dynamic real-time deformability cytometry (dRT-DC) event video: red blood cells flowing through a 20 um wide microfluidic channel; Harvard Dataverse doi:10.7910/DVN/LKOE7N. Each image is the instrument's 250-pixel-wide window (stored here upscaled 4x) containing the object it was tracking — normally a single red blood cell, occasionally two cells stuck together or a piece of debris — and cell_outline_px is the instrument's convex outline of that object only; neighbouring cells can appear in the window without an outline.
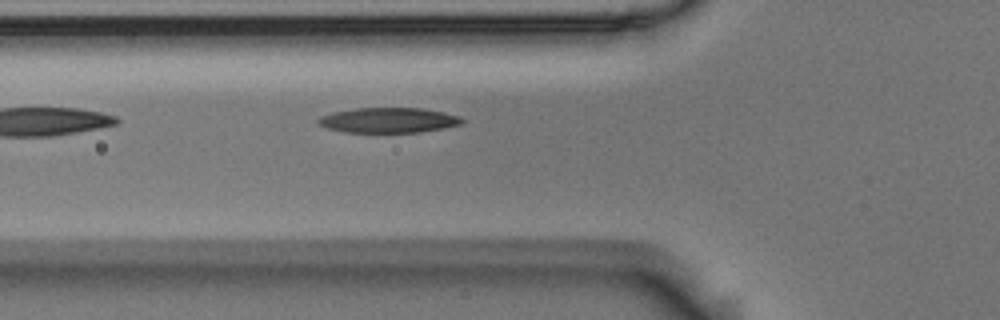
{"species": "Egyptian fruit bat (a non-hibernating species)", "species_latin": "Rousettus aegyptiacus", "temperature_condition": "room temperature", "stored_images_in_passage": 2, "camera_frame_rate_fps": 3000, "um_per_image_px": 0.085, "animal": {"sex": "male"}, "frame": {"image": 1, "passage_image": 2, "time_ms": 0.333, "image_size_px": [1000, 320], "cell_outline_px": [[464, 124], [444, 128], [420, 132], [344, 132], [328, 128], [320, 124], [316, 120], [320, 116], [332, 112], [356, 108], [420, 108], [444, 112], [460, 116], [464, 120]], "centroid_in_image_um": [33.05, 10.21], "position_along_channel_um": 92.7, "area_um2": 21.1}}